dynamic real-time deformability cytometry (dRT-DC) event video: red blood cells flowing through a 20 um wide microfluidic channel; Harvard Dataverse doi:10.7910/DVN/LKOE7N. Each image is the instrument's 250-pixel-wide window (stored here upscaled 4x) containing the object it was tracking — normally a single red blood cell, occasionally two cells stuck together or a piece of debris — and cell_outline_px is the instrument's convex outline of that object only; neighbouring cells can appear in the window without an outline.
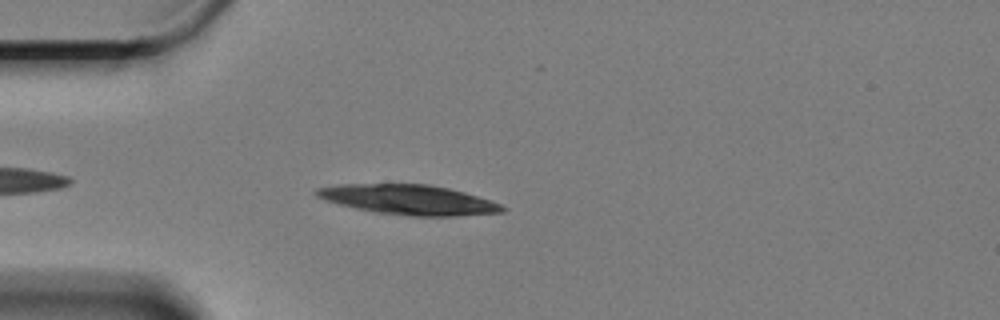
{"species": "Egyptian fruit bat (a non-hibernating species)", "species_latin": "Rousettus aegyptiacus", "temperature_condition": "cold", "stored_images_in_passage": 49, "camera_frame_rate_fps": 3000, "um_per_image_px": 0.085, "animal": {"sex": "female"}, "frame": {"image": 1, "passage_image": 5, "time_ms": 1.333, "image_size_px": [1000, 320], "cell_outline_px": [[508, 208], [504, 212], [456, 216], [412, 216], [376, 212], [356, 208], [340, 204], [316, 196], [312, 192], [316, 188], [340, 184], [428, 184], [448, 188], [464, 192], [500, 204]], "centroid_in_image_um": [34.74, 16.97], "position_along_channel_um": 50.3, "area_um2": 32.08}}
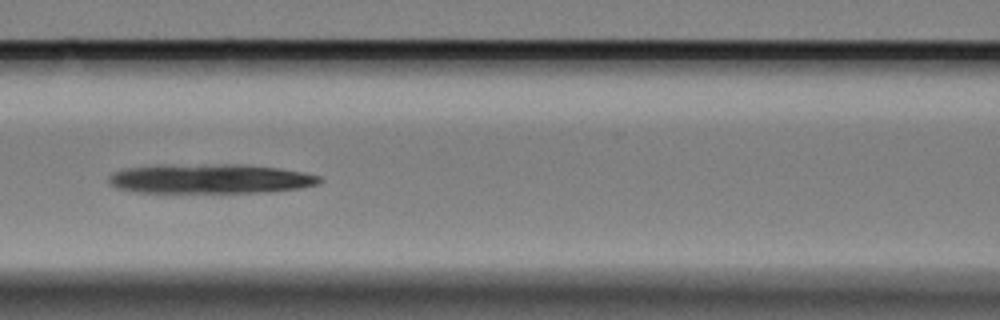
{"frame": {"image": 2, "passage_image": 15, "time_ms": 4.667, "image_size_px": [1000, 320], "cell_outline_px": [[324, 180], [320, 184], [300, 188], [268, 192], [132, 192], [116, 188], [108, 184], [108, 176], [112, 172], [124, 168], [160, 164], [248, 164], [280, 168], [304, 172], [320, 176]], "centroid_in_image_um": [17.84, 15.18], "position_along_channel_um": 148.8, "area_um2": 37.11}}
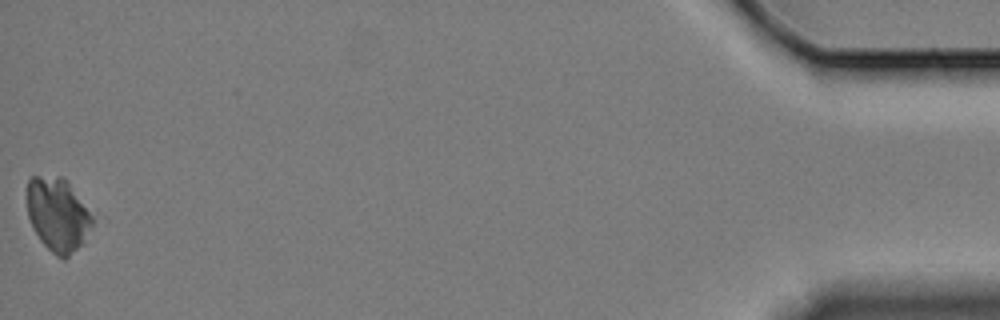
{"frame": {"image": 3, "passage_image": 49, "time_ms": 16.0, "image_size_px": [1000, 320], "cell_outline_px": [[96, 220], [84, 244], [64, 260], [56, 256], [40, 240], [32, 228], [28, 216], [28, 180], [32, 176], [60, 176], [68, 180], [96, 216]], "centroid_in_image_um": [4.99, 18.25], "position_along_channel_um": 430.2, "area_um2": 28.96}}